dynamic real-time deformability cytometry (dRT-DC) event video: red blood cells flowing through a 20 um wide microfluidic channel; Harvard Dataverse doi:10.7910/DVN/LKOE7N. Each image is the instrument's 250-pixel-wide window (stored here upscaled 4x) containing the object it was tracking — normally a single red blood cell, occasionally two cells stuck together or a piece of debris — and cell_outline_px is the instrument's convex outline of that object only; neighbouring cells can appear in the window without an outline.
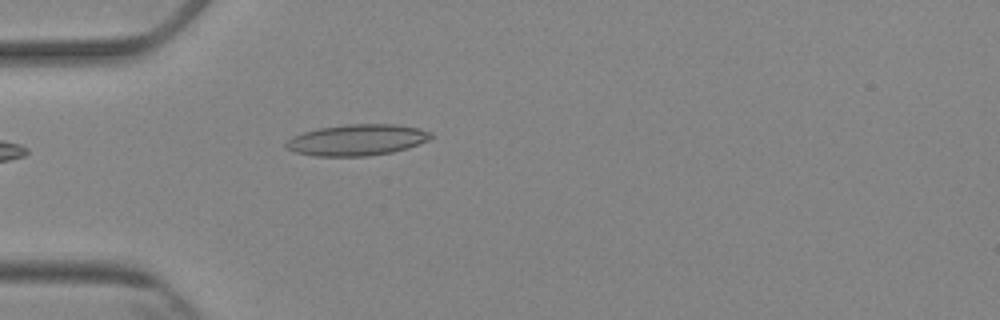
{"species": "Egyptian fruit bat (a non-hibernating species)", "species_latin": "Rousettus aegyptiacus", "temperature_condition": "cold", "stored_images_in_passage": 5, "camera_frame_rate_fps": 3000, "um_per_image_px": 0.085, "animal": {"sex": "female"}, "frame": {"image": 1, "passage_image": 5, "time_ms": 4.333, "image_size_px": [1000, 320], "cell_outline_px": [[436, 136], [428, 140], [408, 148], [392, 152], [368, 156], [312, 156], [296, 152], [284, 148], [284, 144], [292, 136], [304, 132], [320, 128], [344, 124], [396, 124], [416, 128], [432, 132]], "centroid_in_image_um": [30.35, 11.9], "position_along_channel_um": 54.7, "area_um2": 26.47}}